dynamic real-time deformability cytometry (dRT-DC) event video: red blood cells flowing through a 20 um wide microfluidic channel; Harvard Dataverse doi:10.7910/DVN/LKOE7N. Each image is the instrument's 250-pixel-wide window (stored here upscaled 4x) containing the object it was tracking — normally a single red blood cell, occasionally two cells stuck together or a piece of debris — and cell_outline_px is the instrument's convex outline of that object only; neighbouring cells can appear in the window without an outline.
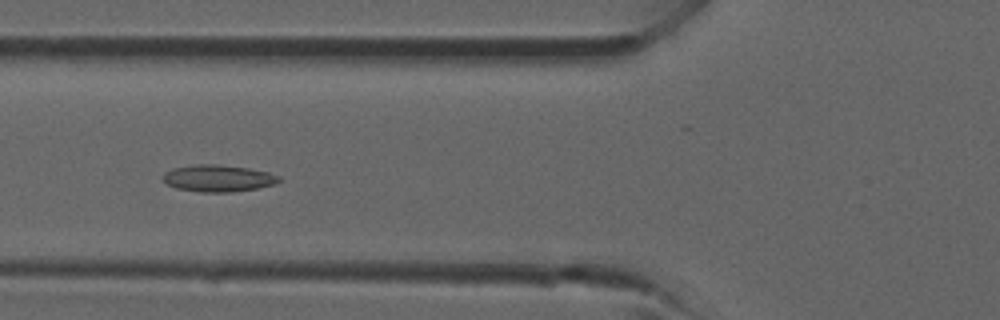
{"species": "common noctule bat (a hibernating species)", "species_latin": "Nyctalus noctula", "temperature_condition": "room temperature", "stored_images_in_passage": 37, "camera_frame_rate_fps": 3000, "um_per_image_px": 0.085, "animal": {"sex": "male", "forearm_length_mm": 52.5}, "frame": {"image": 1, "passage_image": 11, "time_ms": 3.333, "image_size_px": [1000, 320], "cell_outline_px": [[280, 180], [276, 184], [256, 188], [232, 192], [200, 192], [176, 188], [168, 184], [164, 180], [164, 172], [172, 168], [196, 164], [216, 164], [248, 168], [268, 172], [280, 176]], "centroid_in_image_um": [18.55, 15.15], "position_along_channel_um": 107.3, "area_um2": 18.09}}
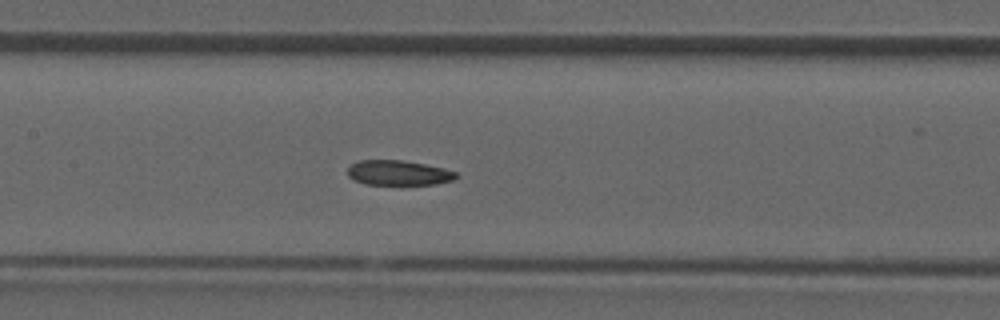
{"frame": {"image": 2, "passage_image": 15, "time_ms": 4.667, "image_size_px": [1000, 320], "cell_outline_px": [[460, 176], [452, 180], [436, 184], [364, 184], [348, 176], [348, 168], [352, 164], [360, 160], [404, 160], [444, 168], [456, 172]], "centroid_in_image_um": [33.89, 14.68], "position_along_channel_um": 173.5, "area_um2": 15.66}}
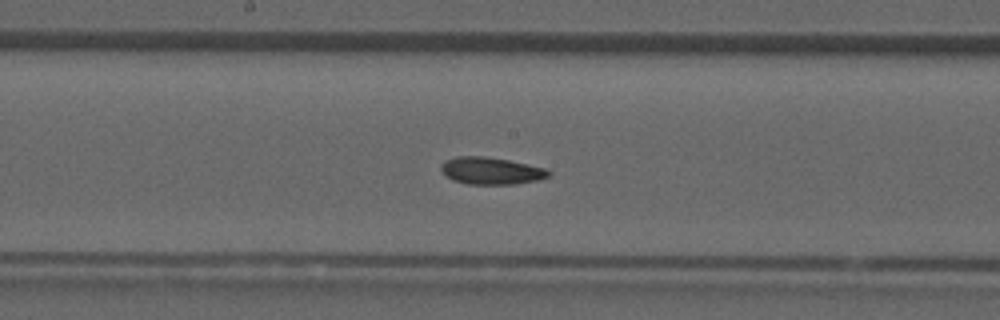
{"frame": {"image": 3, "passage_image": 17, "time_ms": 5.333, "image_size_px": [1000, 320], "cell_outline_px": [[552, 172], [548, 176], [540, 180], [516, 184], [468, 184], [452, 180], [444, 176], [440, 168], [440, 164], [456, 156], [484, 156], [508, 160], [528, 164], [544, 168]], "centroid_in_image_um": [41.73, 14.52], "position_along_channel_um": 206.5, "area_um2": 17.11}}